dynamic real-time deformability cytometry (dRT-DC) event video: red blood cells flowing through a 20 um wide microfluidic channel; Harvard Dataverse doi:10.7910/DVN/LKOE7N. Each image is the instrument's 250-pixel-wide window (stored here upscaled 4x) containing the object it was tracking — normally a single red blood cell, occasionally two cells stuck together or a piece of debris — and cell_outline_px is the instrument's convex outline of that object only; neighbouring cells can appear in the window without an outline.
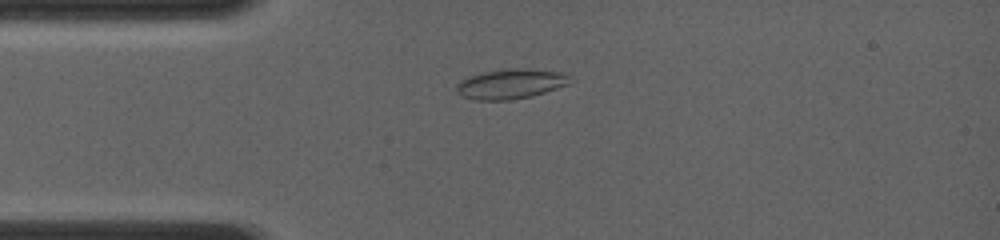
{"species": "common noctule bat (a hibernating species)", "species_latin": "Nyctalus noctula", "temperature_condition": "room temperature", "stored_images_in_passage": 11, "camera_frame_rate_fps": 4000, "um_per_image_px": 0.085, "animal": {"sex": "female", "body_mass_g": 19.0, "forearm_length_mm": 56.7}, "frame": {"image": 1, "passage_image": 10, "time_ms": 3.0, "image_size_px": [1000, 240], "cell_outline_px": [[576, 80], [568, 84], [532, 96], [512, 100], [476, 100], [460, 96], [456, 92], [456, 84], [460, 80], [468, 76], [484, 72], [508, 68], [512, 68], [568, 72], [576, 76]], "centroid_in_image_um": [43.47, 7.12], "position_along_channel_um": 41.5, "area_um2": 20.23}}